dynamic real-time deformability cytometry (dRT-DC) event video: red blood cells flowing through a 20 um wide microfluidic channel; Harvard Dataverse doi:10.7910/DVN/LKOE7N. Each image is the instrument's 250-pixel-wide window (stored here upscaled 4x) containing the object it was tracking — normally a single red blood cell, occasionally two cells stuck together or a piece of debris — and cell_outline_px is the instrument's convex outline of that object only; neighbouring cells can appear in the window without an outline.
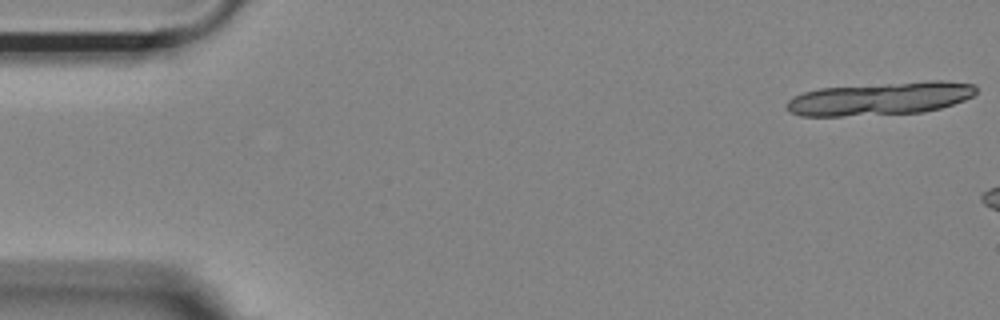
{"species": "Egyptian fruit bat (a non-hibernating species)", "species_latin": "Rousettus aegyptiacus", "temperature_condition": "room temperature", "stored_images_in_passage": 12, "camera_frame_rate_fps": 3000, "um_per_image_px": 0.085, "animal": {"sex": "female"}, "frame": {"image": 1, "passage_image": 1, "time_ms": 0.0, "image_size_px": [1000, 320], "cell_outline_px": [[976, 92], [972, 96], [964, 100], [940, 108], [924, 112], [844, 116], [800, 116], [792, 112], [784, 104], [792, 96], [804, 92], [820, 88], [928, 80], [944, 80], [976, 84]], "centroid_in_image_um": [74.83, 8.37], "position_along_channel_um": 10.2, "area_um2": 36.65}}